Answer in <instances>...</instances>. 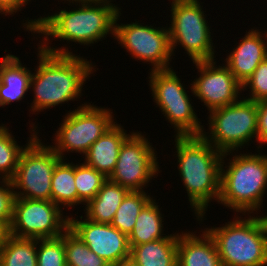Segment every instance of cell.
<instances>
[{"label": "cell", "mask_w": 267, "mask_h": 266, "mask_svg": "<svg viewBox=\"0 0 267 266\" xmlns=\"http://www.w3.org/2000/svg\"><path fill=\"white\" fill-rule=\"evenodd\" d=\"M37 46L39 63L30 80V89L35 94L30 104L32 113L78 101L77 98L83 96V85L96 71V66L64 45L61 48L48 44Z\"/></svg>", "instance_id": "6da1fadb"}, {"label": "cell", "mask_w": 267, "mask_h": 266, "mask_svg": "<svg viewBox=\"0 0 267 266\" xmlns=\"http://www.w3.org/2000/svg\"><path fill=\"white\" fill-rule=\"evenodd\" d=\"M62 1H69L68 5L72 3L78 5V8L73 7L71 11L59 9L60 11L52 15L40 16L34 20H29L28 17L26 22L22 23L24 29L30 31L33 37L34 34L44 35V40H41L43 43L39 44H48L49 39L54 38L89 46L102 41L108 34L114 37L115 19L121 10L119 6L92 0Z\"/></svg>", "instance_id": "7a4b0ae2"}, {"label": "cell", "mask_w": 267, "mask_h": 266, "mask_svg": "<svg viewBox=\"0 0 267 266\" xmlns=\"http://www.w3.org/2000/svg\"><path fill=\"white\" fill-rule=\"evenodd\" d=\"M174 140L177 168L187 199L196 219L202 222L211 201L219 200L223 153L202 135H175Z\"/></svg>", "instance_id": "3957f363"}, {"label": "cell", "mask_w": 267, "mask_h": 266, "mask_svg": "<svg viewBox=\"0 0 267 266\" xmlns=\"http://www.w3.org/2000/svg\"><path fill=\"white\" fill-rule=\"evenodd\" d=\"M223 153L221 163L220 196L217 203L236 214H259L267 193V154ZM226 158L230 162H224ZM225 163V164H224ZM225 165V166H224ZM227 168V169H226ZM266 192V193H265Z\"/></svg>", "instance_id": "277c9868"}, {"label": "cell", "mask_w": 267, "mask_h": 266, "mask_svg": "<svg viewBox=\"0 0 267 266\" xmlns=\"http://www.w3.org/2000/svg\"><path fill=\"white\" fill-rule=\"evenodd\" d=\"M263 215L241 218L237 214L224 226L204 228L214 239L223 266H267V218Z\"/></svg>", "instance_id": "5b68a950"}, {"label": "cell", "mask_w": 267, "mask_h": 266, "mask_svg": "<svg viewBox=\"0 0 267 266\" xmlns=\"http://www.w3.org/2000/svg\"><path fill=\"white\" fill-rule=\"evenodd\" d=\"M208 132L202 136L221 153L241 150L250 140L257 141V102L244 95L237 102L208 112Z\"/></svg>", "instance_id": "8992f818"}, {"label": "cell", "mask_w": 267, "mask_h": 266, "mask_svg": "<svg viewBox=\"0 0 267 266\" xmlns=\"http://www.w3.org/2000/svg\"><path fill=\"white\" fill-rule=\"evenodd\" d=\"M200 0H172L168 27L172 56L180 45L191 61L214 60L215 47Z\"/></svg>", "instance_id": "52a82bcc"}, {"label": "cell", "mask_w": 267, "mask_h": 266, "mask_svg": "<svg viewBox=\"0 0 267 266\" xmlns=\"http://www.w3.org/2000/svg\"><path fill=\"white\" fill-rule=\"evenodd\" d=\"M111 111L113 110L110 108L98 107L91 103H84L77 109L69 110L53 136H56L53 143L55 146L50 147L62 159L68 152L84 156L91 145L116 123Z\"/></svg>", "instance_id": "ba28073f"}, {"label": "cell", "mask_w": 267, "mask_h": 266, "mask_svg": "<svg viewBox=\"0 0 267 266\" xmlns=\"http://www.w3.org/2000/svg\"><path fill=\"white\" fill-rule=\"evenodd\" d=\"M148 81L156 107L163 112L166 121L173 126L176 136L201 135L204 126L195 113L190 95L181 79L170 68L154 70Z\"/></svg>", "instance_id": "9c48e42d"}, {"label": "cell", "mask_w": 267, "mask_h": 266, "mask_svg": "<svg viewBox=\"0 0 267 266\" xmlns=\"http://www.w3.org/2000/svg\"><path fill=\"white\" fill-rule=\"evenodd\" d=\"M38 136L23 149L11 182L16 198L51 201L52 174L62 158Z\"/></svg>", "instance_id": "30bf717a"}, {"label": "cell", "mask_w": 267, "mask_h": 266, "mask_svg": "<svg viewBox=\"0 0 267 266\" xmlns=\"http://www.w3.org/2000/svg\"><path fill=\"white\" fill-rule=\"evenodd\" d=\"M119 10L115 19L114 39L136 60L151 64L150 70H166L172 57L168 27H153L135 22L119 24Z\"/></svg>", "instance_id": "8fae6325"}, {"label": "cell", "mask_w": 267, "mask_h": 266, "mask_svg": "<svg viewBox=\"0 0 267 266\" xmlns=\"http://www.w3.org/2000/svg\"><path fill=\"white\" fill-rule=\"evenodd\" d=\"M151 144L144 133L131 131L120 147L115 169L108 179L129 191H145L144 187L160 173L157 151Z\"/></svg>", "instance_id": "7c38bea8"}, {"label": "cell", "mask_w": 267, "mask_h": 266, "mask_svg": "<svg viewBox=\"0 0 267 266\" xmlns=\"http://www.w3.org/2000/svg\"><path fill=\"white\" fill-rule=\"evenodd\" d=\"M49 200L16 198L9 234L18 238L60 237L69 228V217Z\"/></svg>", "instance_id": "4fadbf2b"}, {"label": "cell", "mask_w": 267, "mask_h": 266, "mask_svg": "<svg viewBox=\"0 0 267 266\" xmlns=\"http://www.w3.org/2000/svg\"><path fill=\"white\" fill-rule=\"evenodd\" d=\"M193 64L200 75L191 82L190 90L208 111L233 104L241 98L242 85L225 64L217 66L215 59Z\"/></svg>", "instance_id": "5bb4252c"}, {"label": "cell", "mask_w": 267, "mask_h": 266, "mask_svg": "<svg viewBox=\"0 0 267 266\" xmlns=\"http://www.w3.org/2000/svg\"><path fill=\"white\" fill-rule=\"evenodd\" d=\"M80 219L69 217V228L92 252L110 265L130 258L131 248L126 234L108 223H96L83 215Z\"/></svg>", "instance_id": "9a60e30c"}, {"label": "cell", "mask_w": 267, "mask_h": 266, "mask_svg": "<svg viewBox=\"0 0 267 266\" xmlns=\"http://www.w3.org/2000/svg\"><path fill=\"white\" fill-rule=\"evenodd\" d=\"M259 29H249L233 51L227 54L224 63L236 80L242 85L248 80L258 65L267 58V33ZM264 39V40H263ZM266 40V41H265Z\"/></svg>", "instance_id": "2e32d148"}, {"label": "cell", "mask_w": 267, "mask_h": 266, "mask_svg": "<svg viewBox=\"0 0 267 266\" xmlns=\"http://www.w3.org/2000/svg\"><path fill=\"white\" fill-rule=\"evenodd\" d=\"M197 232H181L177 244L178 266H223L214 239L203 229Z\"/></svg>", "instance_id": "e0dca14e"}, {"label": "cell", "mask_w": 267, "mask_h": 266, "mask_svg": "<svg viewBox=\"0 0 267 266\" xmlns=\"http://www.w3.org/2000/svg\"><path fill=\"white\" fill-rule=\"evenodd\" d=\"M129 135L116 122L91 145L83 162L108 178L115 169L120 147Z\"/></svg>", "instance_id": "ac0fdd59"}, {"label": "cell", "mask_w": 267, "mask_h": 266, "mask_svg": "<svg viewBox=\"0 0 267 266\" xmlns=\"http://www.w3.org/2000/svg\"><path fill=\"white\" fill-rule=\"evenodd\" d=\"M1 58L0 107H5L11 102H20L25 98L24 95L30 89L32 71L23 66L19 57L15 55L9 53Z\"/></svg>", "instance_id": "d6986e66"}, {"label": "cell", "mask_w": 267, "mask_h": 266, "mask_svg": "<svg viewBox=\"0 0 267 266\" xmlns=\"http://www.w3.org/2000/svg\"><path fill=\"white\" fill-rule=\"evenodd\" d=\"M179 233L165 239L132 246L130 258L138 266H178L177 244Z\"/></svg>", "instance_id": "ffe728a7"}, {"label": "cell", "mask_w": 267, "mask_h": 266, "mask_svg": "<svg viewBox=\"0 0 267 266\" xmlns=\"http://www.w3.org/2000/svg\"><path fill=\"white\" fill-rule=\"evenodd\" d=\"M129 192L120 184L107 179L96 196L86 204L84 217L96 223L110 224L118 207Z\"/></svg>", "instance_id": "44dd1931"}, {"label": "cell", "mask_w": 267, "mask_h": 266, "mask_svg": "<svg viewBox=\"0 0 267 266\" xmlns=\"http://www.w3.org/2000/svg\"><path fill=\"white\" fill-rule=\"evenodd\" d=\"M151 199L140 211L134 228L128 236L130 248L135 245H140L155 241L158 239H165L169 236L164 234L163 214L161 213L160 205ZM164 235V236H163Z\"/></svg>", "instance_id": "7402d4cb"}, {"label": "cell", "mask_w": 267, "mask_h": 266, "mask_svg": "<svg viewBox=\"0 0 267 266\" xmlns=\"http://www.w3.org/2000/svg\"><path fill=\"white\" fill-rule=\"evenodd\" d=\"M61 159L55 166L51 178V201L62 207L77 206V189L75 187V163ZM73 206V207H72Z\"/></svg>", "instance_id": "603a6c76"}, {"label": "cell", "mask_w": 267, "mask_h": 266, "mask_svg": "<svg viewBox=\"0 0 267 266\" xmlns=\"http://www.w3.org/2000/svg\"><path fill=\"white\" fill-rule=\"evenodd\" d=\"M0 266H37V239L9 234L0 247Z\"/></svg>", "instance_id": "cb8c5ba5"}, {"label": "cell", "mask_w": 267, "mask_h": 266, "mask_svg": "<svg viewBox=\"0 0 267 266\" xmlns=\"http://www.w3.org/2000/svg\"><path fill=\"white\" fill-rule=\"evenodd\" d=\"M0 124V179L11 180L15 174V171L18 166L19 157L26 147V145L37 135L39 134L38 127L32 122L30 129L31 135H29V140L25 146H20L17 144L14 135L12 132H9L7 124ZM32 127V128H31ZM36 130V131H35ZM38 131V132H37ZM33 132V133H32Z\"/></svg>", "instance_id": "d4e9b609"}, {"label": "cell", "mask_w": 267, "mask_h": 266, "mask_svg": "<svg viewBox=\"0 0 267 266\" xmlns=\"http://www.w3.org/2000/svg\"><path fill=\"white\" fill-rule=\"evenodd\" d=\"M152 198L145 191H130L118 207L110 225L129 236L140 211Z\"/></svg>", "instance_id": "484cf974"}, {"label": "cell", "mask_w": 267, "mask_h": 266, "mask_svg": "<svg viewBox=\"0 0 267 266\" xmlns=\"http://www.w3.org/2000/svg\"><path fill=\"white\" fill-rule=\"evenodd\" d=\"M67 266H110L109 262L92 252L70 228L64 232Z\"/></svg>", "instance_id": "4316f807"}, {"label": "cell", "mask_w": 267, "mask_h": 266, "mask_svg": "<svg viewBox=\"0 0 267 266\" xmlns=\"http://www.w3.org/2000/svg\"><path fill=\"white\" fill-rule=\"evenodd\" d=\"M79 163V164H78ZM75 164V187L77 204L86 205L92 200L108 179L103 173L86 165L84 162Z\"/></svg>", "instance_id": "83f0119b"}, {"label": "cell", "mask_w": 267, "mask_h": 266, "mask_svg": "<svg viewBox=\"0 0 267 266\" xmlns=\"http://www.w3.org/2000/svg\"><path fill=\"white\" fill-rule=\"evenodd\" d=\"M37 266H67L64 233L57 238L37 239Z\"/></svg>", "instance_id": "f1b7e54d"}, {"label": "cell", "mask_w": 267, "mask_h": 266, "mask_svg": "<svg viewBox=\"0 0 267 266\" xmlns=\"http://www.w3.org/2000/svg\"><path fill=\"white\" fill-rule=\"evenodd\" d=\"M243 91L249 92L248 97H245L247 100L255 102L267 100V58L258 65L252 76L242 84Z\"/></svg>", "instance_id": "f546056e"}, {"label": "cell", "mask_w": 267, "mask_h": 266, "mask_svg": "<svg viewBox=\"0 0 267 266\" xmlns=\"http://www.w3.org/2000/svg\"><path fill=\"white\" fill-rule=\"evenodd\" d=\"M0 180H2L0 181V221L9 228L13 217L16 194L11 180Z\"/></svg>", "instance_id": "4dcf8cb0"}, {"label": "cell", "mask_w": 267, "mask_h": 266, "mask_svg": "<svg viewBox=\"0 0 267 266\" xmlns=\"http://www.w3.org/2000/svg\"><path fill=\"white\" fill-rule=\"evenodd\" d=\"M258 142L257 150L267 144V100L257 102V144Z\"/></svg>", "instance_id": "1f68e13d"}, {"label": "cell", "mask_w": 267, "mask_h": 266, "mask_svg": "<svg viewBox=\"0 0 267 266\" xmlns=\"http://www.w3.org/2000/svg\"><path fill=\"white\" fill-rule=\"evenodd\" d=\"M31 0H0V14L4 16L15 14L21 11L22 7H26Z\"/></svg>", "instance_id": "d6a6232c"}, {"label": "cell", "mask_w": 267, "mask_h": 266, "mask_svg": "<svg viewBox=\"0 0 267 266\" xmlns=\"http://www.w3.org/2000/svg\"><path fill=\"white\" fill-rule=\"evenodd\" d=\"M9 235V228L0 221V247L5 243L6 238Z\"/></svg>", "instance_id": "836d02e7"}, {"label": "cell", "mask_w": 267, "mask_h": 266, "mask_svg": "<svg viewBox=\"0 0 267 266\" xmlns=\"http://www.w3.org/2000/svg\"><path fill=\"white\" fill-rule=\"evenodd\" d=\"M110 266H138L131 258L111 264Z\"/></svg>", "instance_id": "e575fe53"}, {"label": "cell", "mask_w": 267, "mask_h": 266, "mask_svg": "<svg viewBox=\"0 0 267 266\" xmlns=\"http://www.w3.org/2000/svg\"><path fill=\"white\" fill-rule=\"evenodd\" d=\"M92 1H101V2L110 3V2H112L113 0H92Z\"/></svg>", "instance_id": "d590c367"}]
</instances>
